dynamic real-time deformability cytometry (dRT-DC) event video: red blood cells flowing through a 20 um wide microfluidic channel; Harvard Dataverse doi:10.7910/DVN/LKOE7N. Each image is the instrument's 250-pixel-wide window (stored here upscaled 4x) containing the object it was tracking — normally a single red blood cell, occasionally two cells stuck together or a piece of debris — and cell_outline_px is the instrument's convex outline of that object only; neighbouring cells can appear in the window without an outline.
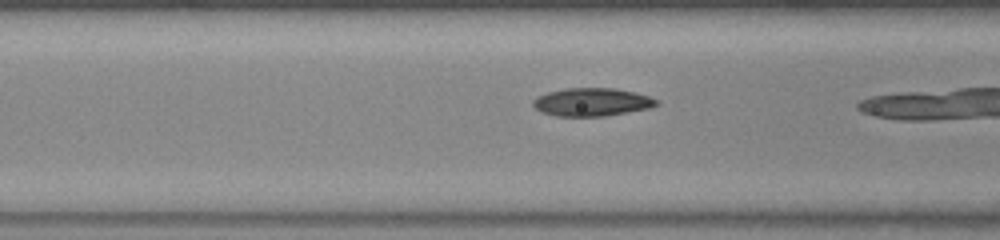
{"species": "common noctule bat (a hibernating species)", "species_latin": "Nyctalus noctula", "temperature_condition": "warm", "stored_images_in_passage": 20, "camera_frame_rate_fps": 3000, "um_per_image_px": 0.085, "animal": {"sex": "female", "body_mass_g": 23.0, "forearm_length_mm": 53.4}, "frame": {"image": 1, "passage_image": 18, "time_ms": 5.667, "image_size_px": [1000, 240], "cell_outline_px": [[660, 104], [648, 108], [604, 116], [556, 116], [540, 112], [532, 104], [532, 100], [536, 96], [548, 92], [564, 88], [616, 88], [648, 96], [660, 100]], "centroid_in_image_um": [50.28, 8.67], "position_along_channel_um": 116.3, "area_um2": 20.23}}